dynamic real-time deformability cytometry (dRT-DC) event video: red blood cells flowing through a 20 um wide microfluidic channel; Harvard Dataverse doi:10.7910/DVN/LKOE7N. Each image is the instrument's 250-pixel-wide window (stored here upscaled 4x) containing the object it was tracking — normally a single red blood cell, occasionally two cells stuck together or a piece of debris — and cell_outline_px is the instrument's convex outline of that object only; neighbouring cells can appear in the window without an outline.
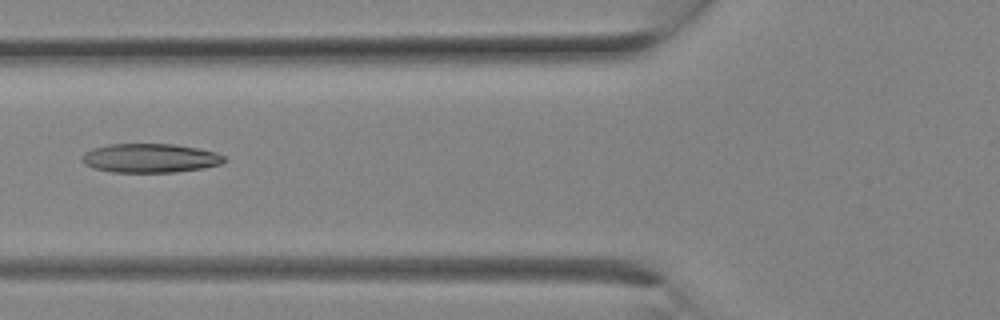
{"species": "Egyptian fruit bat (a non-hibernating species)", "species_latin": "Rousettus aegyptiacus", "temperature_condition": "room temperature", "stored_images_in_passage": 11, "camera_frame_rate_fps": 3000, "um_per_image_px": 0.085, "animal": {"sex": "female"}, "frame": {"image": 1, "passage_image": 10, "time_ms": 3.0, "image_size_px": [1000, 320], "cell_outline_px": [[228, 160], [220, 164], [204, 168], [176, 172], [112, 172], [96, 168], [84, 164], [80, 160], [80, 156], [84, 152], [92, 148], [108, 144], [172, 144], [196, 148], [216, 152], [224, 156]], "centroid_in_image_um": [12.74, 13.44], "position_along_channel_um": 113.1, "area_um2": 24.16}}